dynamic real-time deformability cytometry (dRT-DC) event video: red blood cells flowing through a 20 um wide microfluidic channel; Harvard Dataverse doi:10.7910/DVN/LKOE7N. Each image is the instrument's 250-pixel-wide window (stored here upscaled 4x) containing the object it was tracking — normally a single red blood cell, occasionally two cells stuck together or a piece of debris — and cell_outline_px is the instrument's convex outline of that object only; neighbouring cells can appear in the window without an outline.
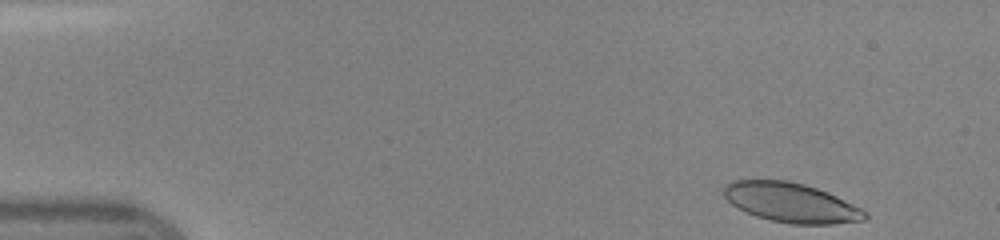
{"species": "human", "species_latin": "Homo sapiens", "temperature_condition": "room temperature", "stored_images_in_passage": 36, "camera_frame_rate_fps": 3000, "um_per_image_px": 0.085, "donor": {"sex": "female"}, "frame": {"image": 1, "passage_image": 1, "time_ms": 0.0, "image_size_px": [1000, 240], "cell_outline_px": [[868, 216], [864, 220], [832, 224], [792, 224], [772, 220], [756, 216], [732, 204], [724, 196], [724, 184], [732, 180], [788, 180], [804, 184], [828, 192], [868, 212]], "centroid_in_image_um": [67.24, 17.21], "position_along_channel_um": 17.8, "area_um2": 32.25}}
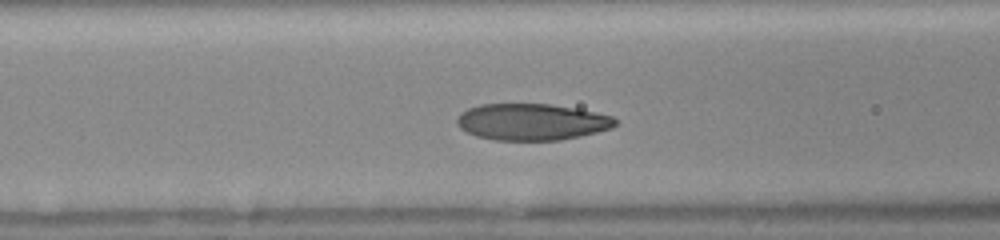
{"frame": {"image": 2, "passage_image": 16, "time_ms": 5.0, "image_size_px": [1000, 240], "cell_outline_px": [[616, 124], [612, 128], [580, 136], [560, 140], [496, 140], [476, 136], [460, 128], [456, 124], [456, 120], [460, 112], [468, 108], [480, 104], [548, 104], [576, 108], [596, 112], [612, 116], [616, 120]], "centroid_in_image_um": [45.18, 10.36], "position_along_channel_um": 121.4, "area_um2": 33.76}}
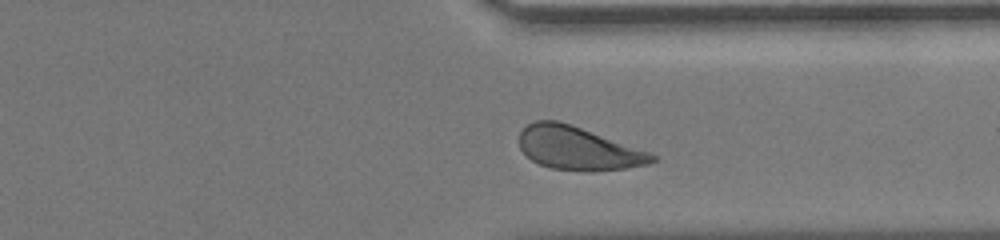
{"frame": {"image": 3, "passage_image": 33, "time_ms": 10.667, "image_size_px": [1000, 240], "cell_outline_px": [[660, 160], [648, 164], [624, 168], [588, 172], [552, 168], [540, 164], [532, 160], [520, 148], [520, 132], [528, 124], [536, 120], [556, 120], [652, 152], [660, 156]], "centroid_in_image_um": [49.2, 12.62], "position_along_channel_um": 362.2, "area_um2": 33.35}}